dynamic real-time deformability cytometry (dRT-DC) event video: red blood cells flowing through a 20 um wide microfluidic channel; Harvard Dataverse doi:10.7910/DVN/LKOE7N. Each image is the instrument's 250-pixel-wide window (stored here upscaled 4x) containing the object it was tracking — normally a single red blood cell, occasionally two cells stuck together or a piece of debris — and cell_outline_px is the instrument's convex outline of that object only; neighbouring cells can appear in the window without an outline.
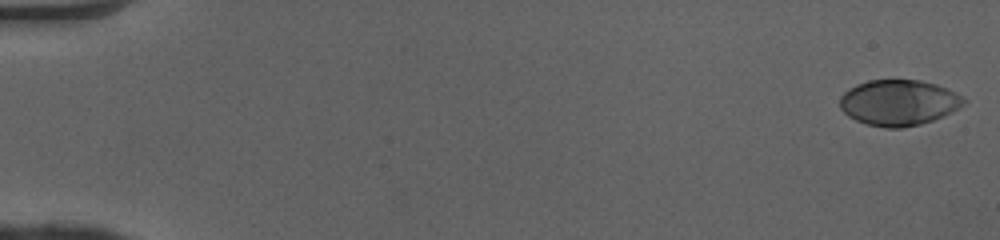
{"species": "human", "species_latin": "Homo sapiens", "temperature_condition": "cold", "stored_images_in_passage": 51, "camera_frame_rate_fps": 3000, "um_per_image_px": 0.085, "donor": {"sex": "female"}, "frame": {"image": 1, "passage_image": 1, "time_ms": 0.0, "image_size_px": [1000, 240], "cell_outline_px": [[968, 100], [964, 104], [944, 116], [920, 124], [900, 128], [888, 128], [868, 124], [856, 120], [848, 116], [840, 108], [840, 96], [848, 88], [856, 84], [868, 80], [920, 80], [936, 84], [948, 88], [956, 92]], "centroid_in_image_um": [76.39, 8.71], "position_along_channel_um": 8.6, "area_um2": 33.12}}
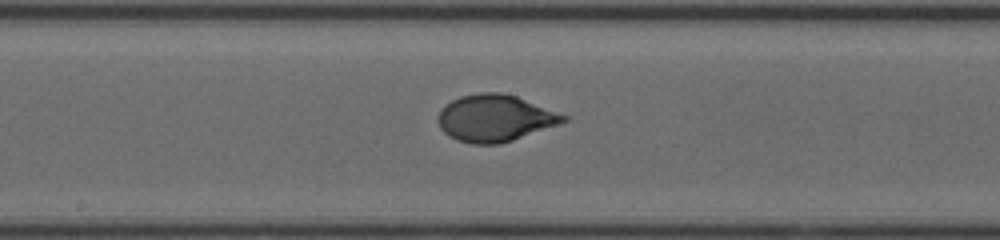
{"frame": {"image": 2, "passage_image": 28, "time_ms": 9.0, "image_size_px": [1000, 240], "cell_outline_px": [[568, 120], [512, 140], [500, 144], [472, 144], [456, 140], [448, 136], [440, 128], [436, 120], [436, 116], [444, 104], [460, 96], [480, 92], [500, 92], [516, 96], [568, 116]], "centroid_in_image_um": [41.99, 10.04], "position_along_channel_um": 206.2, "area_um2": 34.16}}
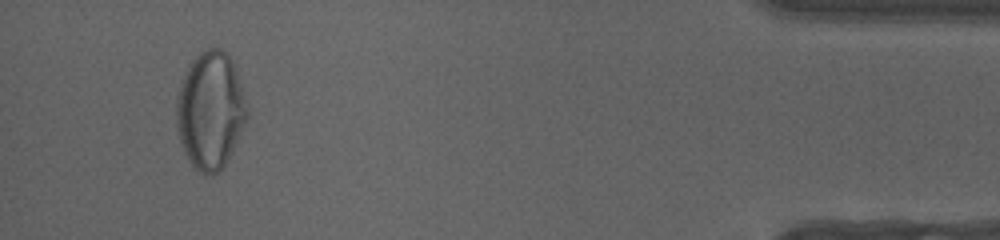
{"frame": {"image": 3, "passage_image": 48, "time_ms": 15.667, "image_size_px": [1000, 240], "cell_outline_px": [[248, 116], [232, 152], [224, 164], [212, 176], [204, 176], [188, 160], [184, 152], [180, 140], [176, 124], [176, 96], [184, 72], [188, 64], [200, 52], [208, 48], [220, 48], [232, 60], [244, 92], [248, 112]], "centroid_in_image_um": [17.87, 9.38], "position_along_channel_um": 417.3, "area_um2": 48.38}, "authors_computed_cell_mechanics": {"area_um2": 33.6974, "velocity_mm_per_s": 4.0864, "shape_relaxation_time_tau1_ms": 5.138, "shape_relaxation_time_tau2_ms": null, "deformation_change_tau1": 0.229, "deformation_change_tau2": null}}